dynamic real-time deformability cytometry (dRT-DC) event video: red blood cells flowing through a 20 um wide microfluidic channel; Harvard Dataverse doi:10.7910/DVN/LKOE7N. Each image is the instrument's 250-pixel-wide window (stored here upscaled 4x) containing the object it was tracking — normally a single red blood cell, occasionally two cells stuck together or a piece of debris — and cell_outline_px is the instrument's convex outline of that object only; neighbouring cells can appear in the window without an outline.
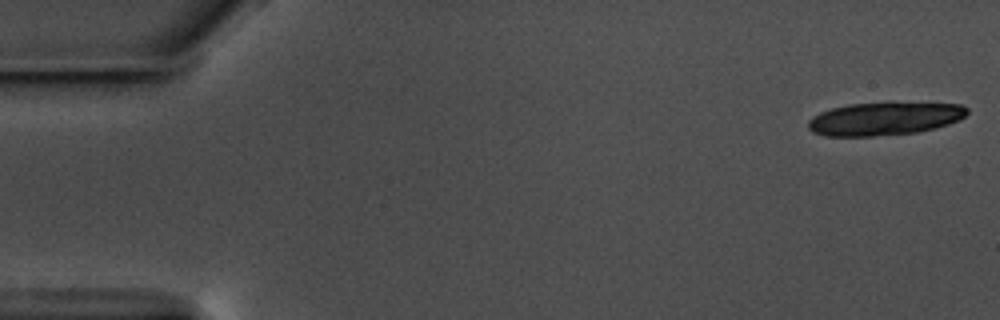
{"species": "common noctule bat (a hibernating species)", "species_latin": "Nyctalus noctula", "temperature_condition": "warm", "stored_images_in_passage": 19, "camera_frame_rate_fps": 3000, "um_per_image_px": 0.085, "animal": {"sex": "male", "body_mass_g": 17.5, "forearm_length_mm": 52.3}, "frame": {"image": 1, "passage_image": 1, "time_ms": 0.0, "image_size_px": [1000, 320], "cell_outline_px": [[968, 112], [960, 120], [936, 128], [916, 132], [872, 136], [824, 136], [812, 132], [808, 128], [808, 120], [812, 116], [820, 112], [832, 108], [848, 104], [888, 100], [892, 100], [960, 104], [968, 108]], "centroid_in_image_um": [75.2, 10.04], "position_along_channel_um": 9.8, "area_um2": 31.73}}